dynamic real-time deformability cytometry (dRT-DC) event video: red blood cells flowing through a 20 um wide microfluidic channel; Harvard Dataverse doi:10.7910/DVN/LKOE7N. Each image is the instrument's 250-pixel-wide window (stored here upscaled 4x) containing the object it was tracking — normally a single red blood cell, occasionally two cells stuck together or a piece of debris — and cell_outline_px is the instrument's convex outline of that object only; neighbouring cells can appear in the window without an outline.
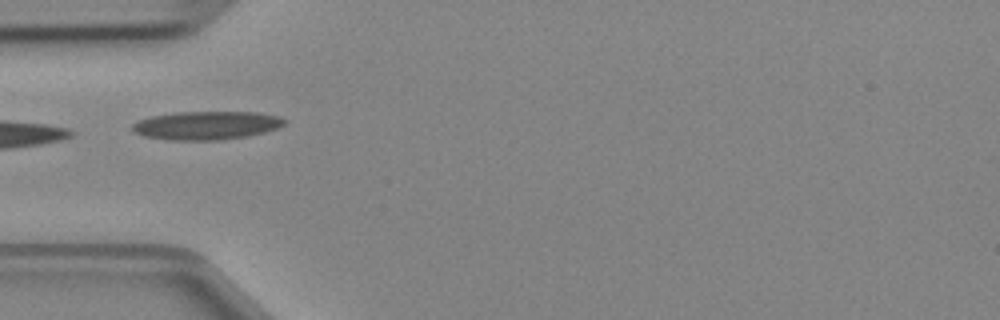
{"species": "Egyptian fruit bat (a non-hibernating species)", "species_latin": "Rousettus aegyptiacus", "temperature_condition": "cold", "stored_images_in_passage": 2, "camera_frame_rate_fps": 3000, "um_per_image_px": 0.085, "animal": {"sex": "female"}, "frame": {"image": 1, "passage_image": 1, "time_ms": 0.0, "image_size_px": [1000, 320], "cell_outline_px": [[288, 120], [284, 124], [276, 128], [264, 132], [248, 136], [220, 140], [168, 140], [144, 136], [132, 132], [132, 124], [140, 120], [152, 116], [172, 112], [256, 112], [280, 116]], "centroid_in_image_um": [17.54, 10.66], "position_along_channel_um": 67.5, "area_um2": 25.32}}